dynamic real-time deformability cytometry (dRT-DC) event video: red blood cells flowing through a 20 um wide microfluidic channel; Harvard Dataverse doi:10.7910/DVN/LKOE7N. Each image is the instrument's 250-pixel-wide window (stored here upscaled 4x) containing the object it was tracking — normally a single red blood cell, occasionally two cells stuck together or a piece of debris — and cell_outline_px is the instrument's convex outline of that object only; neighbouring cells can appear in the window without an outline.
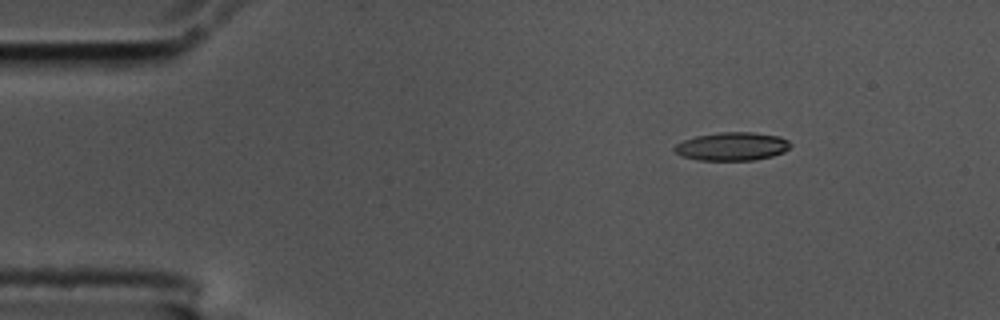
{"species": "common noctule bat (a hibernating species)", "species_latin": "Nyctalus noctula", "temperature_condition": "cold", "stored_images_in_passage": 49, "camera_frame_rate_fps": 3000, "um_per_image_px": 0.085, "animal": {"sex": "male", "body_mass_g": 17.5, "forearm_length_mm": 52.3}, "frame": {"image": 1, "passage_image": 1, "time_ms": 0.0, "image_size_px": [1000, 320], "cell_outline_px": [[792, 144], [784, 152], [772, 156], [756, 160], [696, 160], [684, 156], [676, 152], [672, 148], [676, 144], [684, 140], [696, 136], [720, 132], [752, 132], [780, 136], [788, 140]], "centroid_in_image_um": [62.25, 12.44], "position_along_channel_um": 22.8, "area_um2": 19.13}}
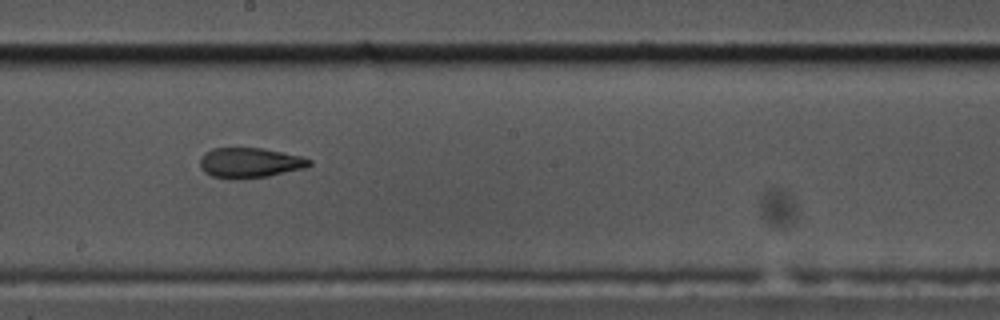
{"frame": {"image": 2, "passage_image": 24, "time_ms": 7.667, "image_size_px": [1000, 320], "cell_outline_px": [[312, 164], [304, 168], [268, 176], [232, 180], [212, 176], [204, 172], [200, 168], [200, 156], [204, 152], [212, 148], [264, 148], [300, 156], [312, 160]], "centroid_in_image_um": [21.19, 13.84], "position_along_channel_um": 227.0, "area_um2": 19.36}}
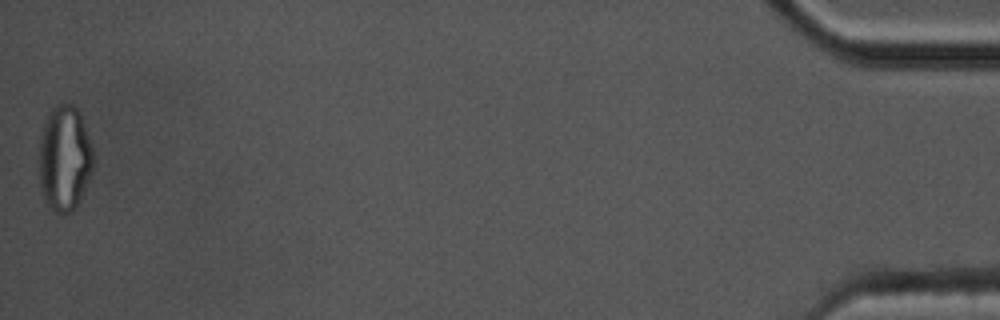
{"frame": {"image": 3, "passage_image": 49, "time_ms": 16.0, "image_size_px": [1000, 320], "cell_outline_px": [[92, 172], [76, 208], [72, 212], [56, 212], [44, 200], [40, 184], [40, 140], [44, 124], [48, 112], [56, 104], [72, 104], [80, 112], [92, 148]], "centroid_in_image_um": [5.49, 13.44], "position_along_channel_um": 429.7, "area_um2": 32.95}, "authors_computed_cell_mechanics": {"area_um2": 20.23, "velocity_mm_per_s": 3.5911, "shape_relaxation_time_tau1_ms": null, "shape_relaxation_time_tau2_ms": 2.5495, "deformation_change_tau1": null, "deformation_change_tau2": 0.1036}}